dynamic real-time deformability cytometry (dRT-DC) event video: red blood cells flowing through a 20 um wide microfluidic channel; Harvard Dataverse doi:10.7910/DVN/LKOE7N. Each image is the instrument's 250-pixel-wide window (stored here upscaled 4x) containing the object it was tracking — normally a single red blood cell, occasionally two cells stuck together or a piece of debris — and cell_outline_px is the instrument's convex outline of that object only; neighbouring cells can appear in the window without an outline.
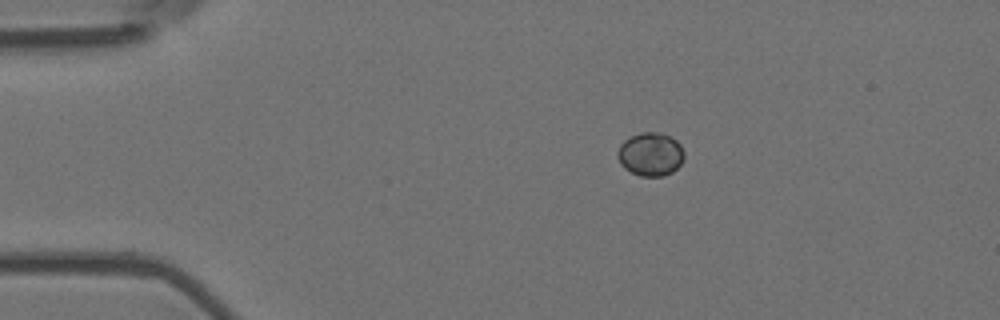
{"species": "Egyptian fruit bat (a non-hibernating species)", "species_latin": "Rousettus aegyptiacus", "temperature_condition": "room temperature", "stored_images_in_passage": 4, "camera_frame_rate_fps": 3000, "um_per_image_px": 0.085, "animal": {"sex": "female"}, "frame": {"image": 1, "passage_image": 1, "time_ms": 0.0, "image_size_px": [1000, 320], "cell_outline_px": [[684, 160], [672, 172], [664, 176], [640, 176], [624, 168], [620, 164], [616, 152], [620, 144], [624, 140], [640, 132], [656, 132], [668, 136], [676, 140], [680, 144], [684, 152]], "centroid_in_image_um": [55.28, 13.11], "position_along_channel_um": 29.7, "area_um2": 16.88}}
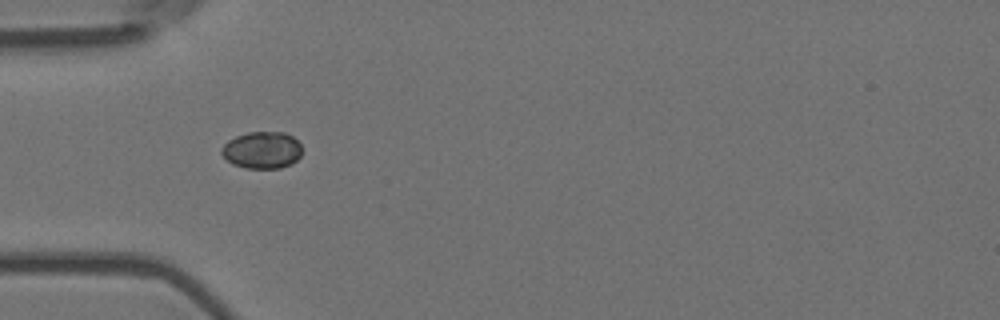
{"frame": {"image": 2, "passage_image": 3, "time_ms": 0.667, "image_size_px": [1000, 320], "cell_outline_px": [[300, 156], [292, 164], [280, 168], [244, 168], [232, 164], [220, 152], [220, 148], [228, 140], [236, 136], [248, 132], [284, 132], [292, 136], [300, 144]], "centroid_in_image_um": [22.25, 12.76], "position_along_channel_um": 62.7, "area_um2": 17.34}}
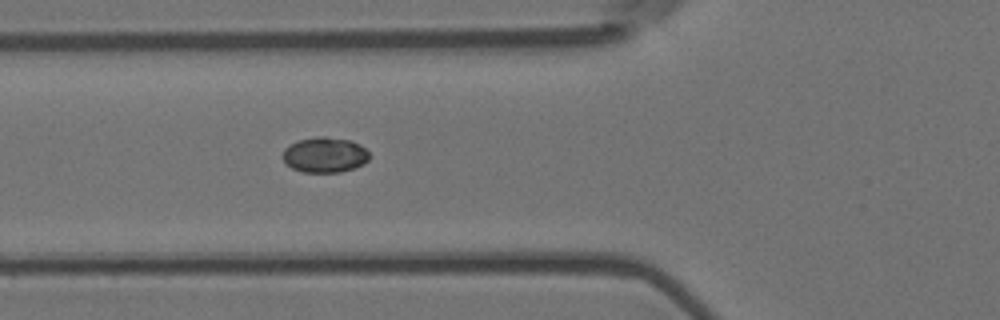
{"frame": {"image": 3, "passage_image": 4, "time_ms": 1.0, "image_size_px": [1000, 320], "cell_outline_px": [[368, 160], [364, 164], [340, 172], [304, 172], [292, 168], [284, 160], [284, 148], [300, 140], [316, 136], [324, 136], [352, 140], [360, 144], [368, 152]], "centroid_in_image_um": [27.63, 13.15], "position_along_channel_um": 98.2, "area_um2": 17.63}}